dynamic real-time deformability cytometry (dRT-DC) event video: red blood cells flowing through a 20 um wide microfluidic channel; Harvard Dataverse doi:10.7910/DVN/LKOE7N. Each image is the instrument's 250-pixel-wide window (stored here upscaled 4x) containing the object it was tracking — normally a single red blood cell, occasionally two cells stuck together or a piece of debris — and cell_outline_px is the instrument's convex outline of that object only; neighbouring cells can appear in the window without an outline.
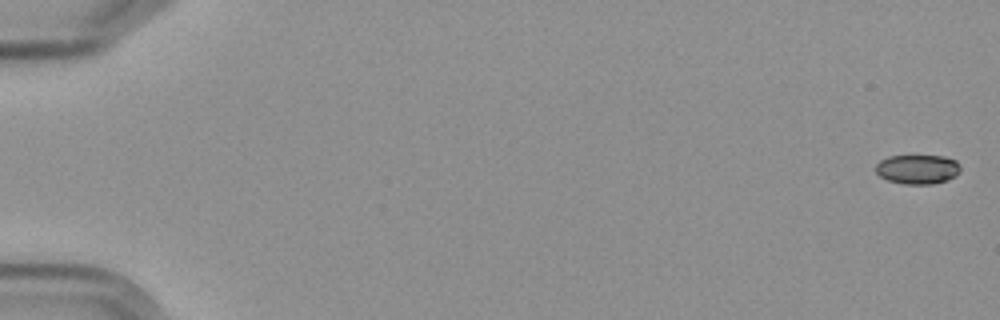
{"species": "Egyptian fruit bat (a non-hibernating species)", "species_latin": "Rousettus aegyptiacus", "temperature_condition": "cold", "stored_images_in_passage": 11, "camera_frame_rate_fps": 3000, "um_per_image_px": 0.085, "frame": {"image": 1, "passage_image": 1, "time_ms": 0.0, "image_size_px": [1000, 320], "cell_outline_px": [[960, 172], [956, 176], [948, 180], [932, 184], [904, 184], [888, 180], [880, 176], [876, 172], [876, 164], [880, 160], [888, 156], [944, 156], [956, 160], [960, 164]], "centroid_in_image_um": [78.02, 14.39], "position_along_channel_um": 7.0, "area_um2": 14.62}}
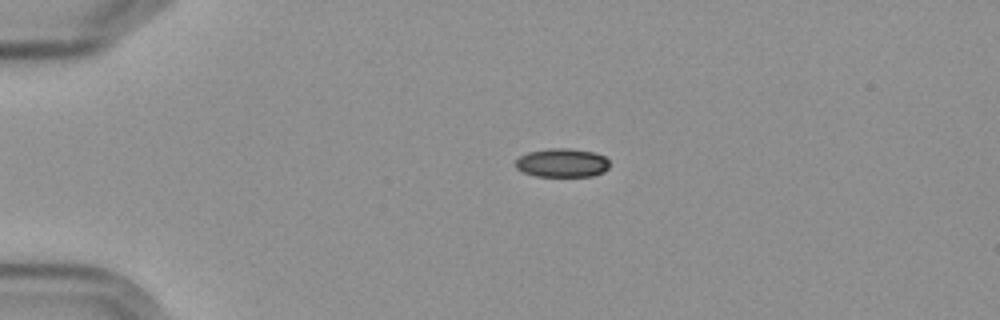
{"frame": {"image": 2, "passage_image": 4, "time_ms": 4.333, "image_size_px": [1000, 320], "cell_outline_px": [[608, 168], [604, 172], [592, 176], [536, 176], [524, 172], [516, 168], [516, 160], [520, 156], [528, 152], [548, 148], [568, 148], [596, 152], [604, 156], [608, 160]], "centroid_in_image_um": [47.79, 13.83], "position_along_channel_um": 37.2, "area_um2": 15.78}}
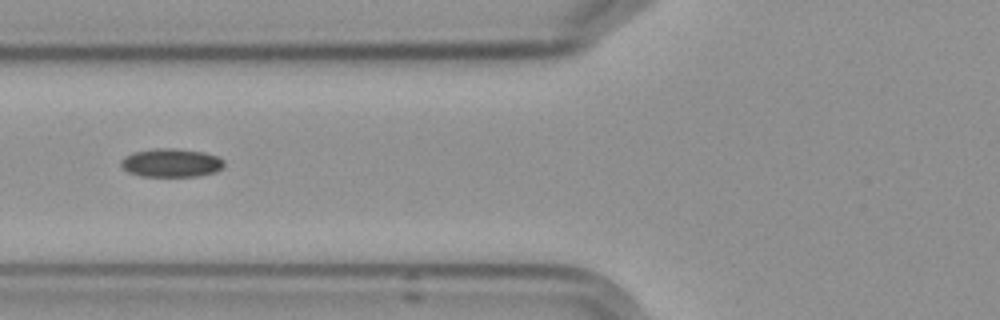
{"frame": {"image": 3, "passage_image": 7, "time_ms": 7.667, "image_size_px": [1000, 320], "cell_outline_px": [[224, 164], [216, 172], [196, 176], [140, 176], [128, 172], [120, 168], [120, 160], [124, 156], [132, 152], [152, 148], [176, 148], [204, 152], [216, 156], [224, 160]], "centroid_in_image_um": [14.49, 13.83], "position_along_channel_um": 111.3, "area_um2": 17.34}}